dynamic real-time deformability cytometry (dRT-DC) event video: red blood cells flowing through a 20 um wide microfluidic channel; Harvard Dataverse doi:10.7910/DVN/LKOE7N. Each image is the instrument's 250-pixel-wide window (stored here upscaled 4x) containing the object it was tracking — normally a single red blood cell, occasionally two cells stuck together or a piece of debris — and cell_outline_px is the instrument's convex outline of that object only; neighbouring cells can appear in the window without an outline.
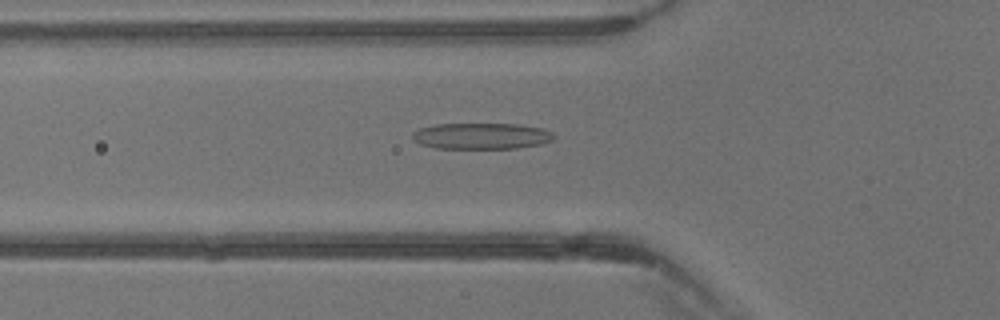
{"species": "common noctule bat (a hibernating species)", "species_latin": "Nyctalus noctula", "temperature_condition": "warm", "stored_images_in_passage": 20, "camera_frame_rate_fps": 3000, "um_per_image_px": 0.085, "animal": {"sex": "male", "body_mass_g": 13.3}, "frame": {"image": 1, "passage_image": 2, "time_ms": 0.333, "image_size_px": [1000, 320], "cell_outline_px": [[556, 136], [552, 140], [540, 144], [516, 148], [436, 148], [420, 144], [412, 136], [412, 132], [420, 128], [436, 124], [520, 124], [544, 128], [552, 132]], "centroid_in_image_um": [40.95, 11.55], "position_along_channel_um": 84.8, "area_um2": 21.56}}
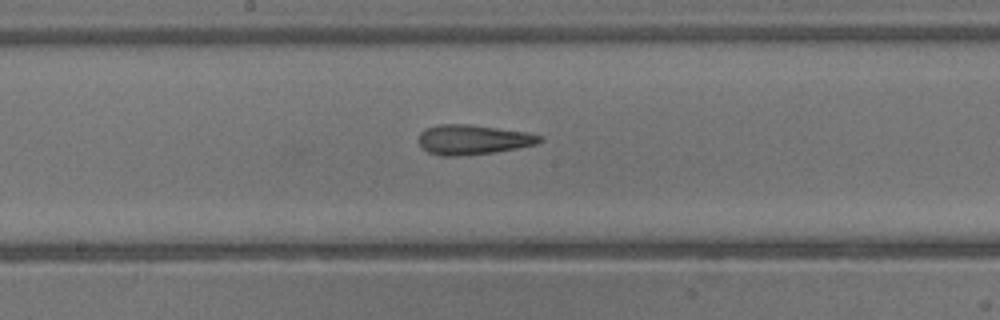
{"frame": {"image": 2, "passage_image": 9, "time_ms": 2.667, "image_size_px": [1000, 320], "cell_outline_px": [[544, 140], [536, 144], [496, 152], [456, 156], [444, 156], [428, 152], [420, 148], [416, 140], [420, 132], [428, 128], [440, 124], [472, 124], [528, 132], [544, 136]], "centroid_in_image_um": [40.19, 11.86], "position_along_channel_um": 208.0, "area_um2": 21.33}}
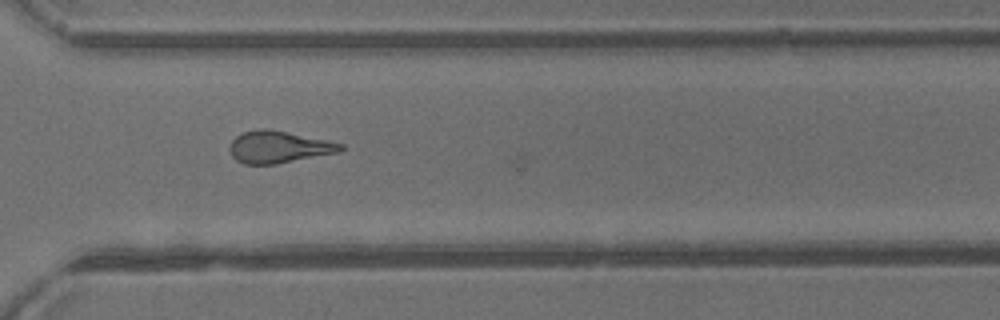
{"frame": {"image": 3, "passage_image": 17, "time_ms": 5.333, "image_size_px": [1000, 320], "cell_outline_px": [[344, 148], [340, 152], [276, 164], [244, 164], [236, 160], [232, 156], [228, 148], [232, 140], [236, 136], [244, 132], [260, 128], [264, 128], [328, 140], [344, 144]], "centroid_in_image_um": [23.68, 12.5], "position_along_channel_um": 346.9, "area_um2": 20.63}}